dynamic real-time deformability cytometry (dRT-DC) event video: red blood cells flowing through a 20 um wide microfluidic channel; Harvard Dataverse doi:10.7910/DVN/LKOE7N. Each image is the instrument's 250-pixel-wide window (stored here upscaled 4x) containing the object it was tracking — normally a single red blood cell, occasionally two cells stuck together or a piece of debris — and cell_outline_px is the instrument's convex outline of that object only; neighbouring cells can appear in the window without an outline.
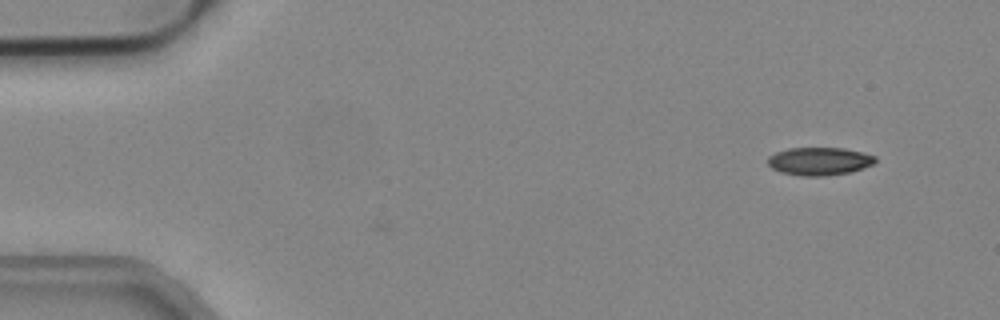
{"species": "common noctule bat (a hibernating species)", "species_latin": "Nyctalus noctula", "temperature_condition": "cold", "stored_images_in_passage": 2, "camera_frame_rate_fps": 3000, "um_per_image_px": 0.085, "animal": {"sex": "male", "body_mass_g": 19.2, "forearm_length_mm": 51.8}, "frame": {"image": 1, "passage_image": 2, "time_ms": 0.333, "image_size_px": [1000, 320], "cell_outline_px": [[876, 160], [872, 164], [848, 172], [824, 176], [800, 176], [780, 172], [772, 168], [768, 164], [768, 156], [776, 152], [788, 148], [844, 148], [876, 156]], "centroid_in_image_um": [69.59, 13.7], "position_along_channel_um": 15.4, "area_um2": 17.34}}